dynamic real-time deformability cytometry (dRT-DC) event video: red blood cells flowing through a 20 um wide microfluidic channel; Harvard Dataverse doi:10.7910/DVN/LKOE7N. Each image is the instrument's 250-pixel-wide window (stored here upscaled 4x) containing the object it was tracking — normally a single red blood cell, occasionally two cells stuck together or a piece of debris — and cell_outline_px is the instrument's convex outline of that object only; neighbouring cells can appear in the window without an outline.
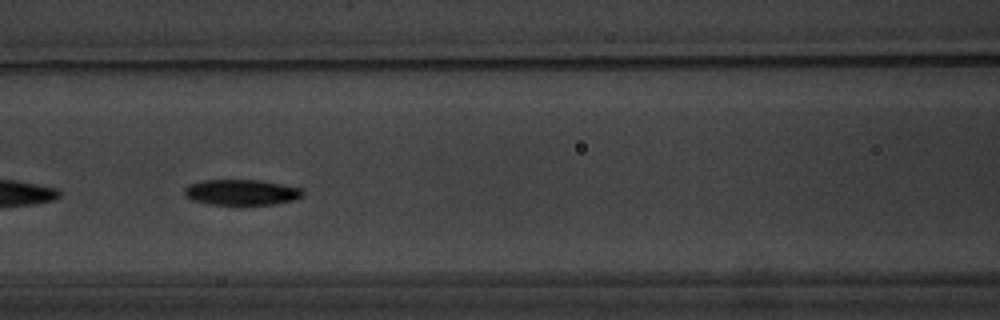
{"species": "common noctule bat (a hibernating species)", "species_latin": "Nyctalus noctula", "temperature_condition": "warm", "stored_images_in_passage": 53, "camera_frame_rate_fps": 3000, "um_per_image_px": 0.085, "animal": {"sex": "male", "body_mass_g": 20.1, "forearm_length_mm": 53.5}, "frame": {"image": 1, "passage_image": 23, "time_ms": 7.333, "image_size_px": [1000, 320], "cell_outline_px": [[304, 196], [292, 200], [272, 204], [208, 204], [192, 200], [184, 196], [184, 188], [188, 184], [200, 180], [260, 180], [300, 188], [304, 192]], "centroid_in_image_um": [20.47, 16.33], "position_along_channel_um": 146.1, "area_um2": 17.63}}
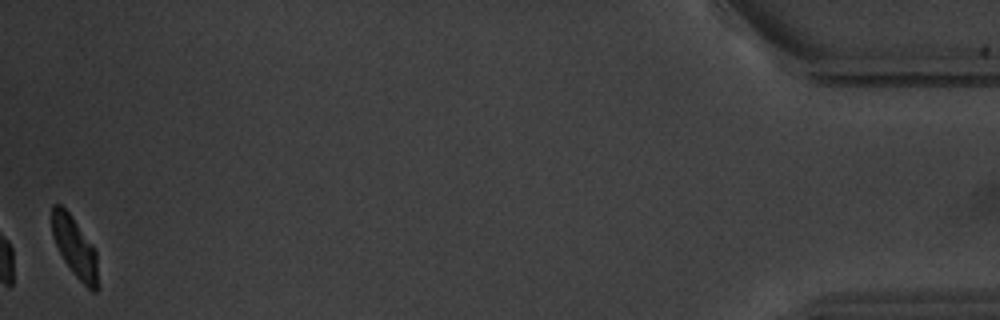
{"frame": {"image": 2, "passage_image": 53, "time_ms": 17.333, "image_size_px": [1000, 320], "cell_outline_px": [[96, 292], [92, 292], [72, 272], [64, 260], [52, 236], [52, 204], [60, 204], [68, 212], [96, 252]], "centroid_in_image_um": [6.31, 20.99], "position_along_channel_um": 428.9, "area_um2": 15.32}, "authors_computed_cell_mechanics": {"area_um2": 18.3226, "velocity_mm_per_s": 3.7021, "shape_relaxation_time_tau1_ms": 2.0105, "shape_relaxation_time_tau2_ms": 4.8531, "deformation_change_tau1": 0.1138, "deformation_change_tau2": 0.0751}}